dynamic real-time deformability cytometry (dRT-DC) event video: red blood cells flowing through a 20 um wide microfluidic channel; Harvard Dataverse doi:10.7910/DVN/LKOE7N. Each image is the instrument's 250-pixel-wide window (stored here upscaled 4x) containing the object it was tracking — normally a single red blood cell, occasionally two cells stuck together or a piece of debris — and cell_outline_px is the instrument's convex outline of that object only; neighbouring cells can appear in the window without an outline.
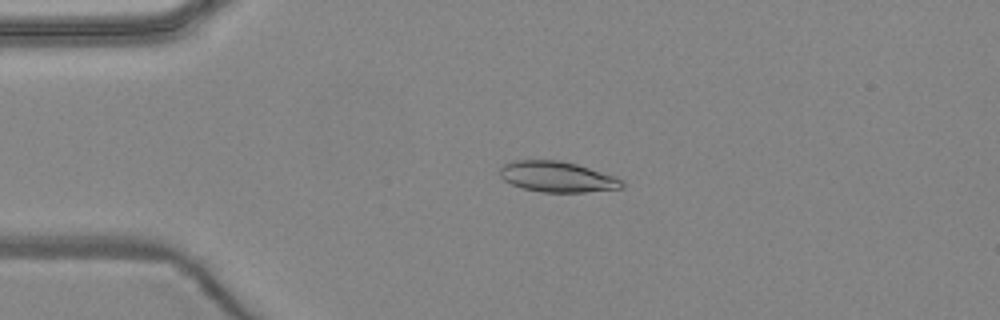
{"species": "common noctule bat (a hibernating species)", "species_latin": "Nyctalus noctula", "temperature_condition": "warm", "stored_images_in_passage": 6, "camera_frame_rate_fps": 3000, "um_per_image_px": 0.085, "animal": {"sex": "female", "body_mass_g": 24.6, "forearm_length_mm": 56.2}, "frame": {"image": 1, "passage_image": 4, "time_ms": 3.667, "image_size_px": [1000, 320], "cell_outline_px": [[624, 188], [584, 192], [544, 192], [524, 188], [512, 184], [504, 180], [500, 176], [500, 168], [504, 164], [512, 160], [560, 160], [576, 164], [616, 176], [624, 180]], "centroid_in_image_um": [47.4, 15.02], "position_along_channel_um": 37.6, "area_um2": 21.85}}
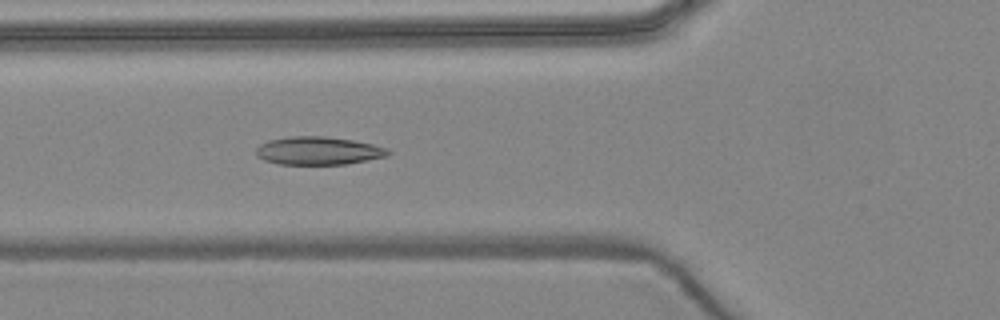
{"frame": {"image": 2, "passage_image": 6, "time_ms": 6.0, "image_size_px": [1000, 320], "cell_outline_px": [[392, 152], [388, 156], [348, 164], [280, 164], [264, 160], [256, 156], [256, 148], [260, 144], [268, 140], [292, 136], [324, 136], [352, 140], [372, 144], [388, 148]], "centroid_in_image_um": [27.07, 12.81], "position_along_channel_um": 98.7, "area_um2": 21.68}}